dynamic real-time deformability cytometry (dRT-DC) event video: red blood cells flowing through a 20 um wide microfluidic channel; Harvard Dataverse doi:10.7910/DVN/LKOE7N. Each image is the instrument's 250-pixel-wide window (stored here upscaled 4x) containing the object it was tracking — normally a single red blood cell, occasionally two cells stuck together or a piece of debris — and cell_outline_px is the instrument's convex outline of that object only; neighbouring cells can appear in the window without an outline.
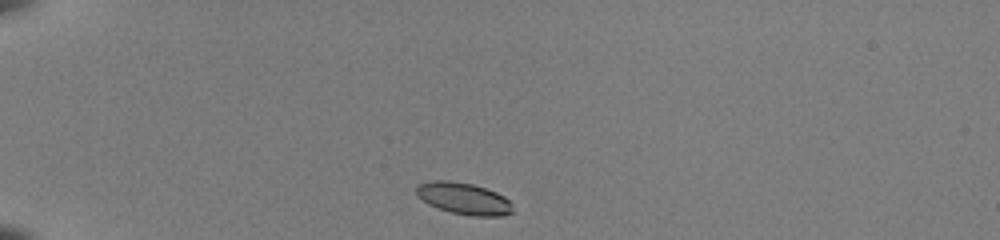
{"species": "common noctule bat (a hibernating species)", "species_latin": "Nyctalus noctula", "temperature_condition": "room temperature", "stored_images_in_passage": 39, "camera_frame_rate_fps": 3000, "um_per_image_px": 0.085, "animal": {"sex": "female", "body_mass_g": 22.0, "forearm_length_mm": 56.7}, "frame": {"image": 1, "passage_image": 1, "time_ms": 0.0, "image_size_px": [1000, 240], "cell_outline_px": [[512, 212], [500, 216], [472, 216], [452, 212], [436, 208], [428, 204], [416, 196], [416, 184], [432, 180], [448, 180], [472, 184], [496, 192], [504, 196], [512, 204]], "centroid_in_image_um": [39.37, 16.87], "position_along_channel_um": 45.6, "area_um2": 17.92}}
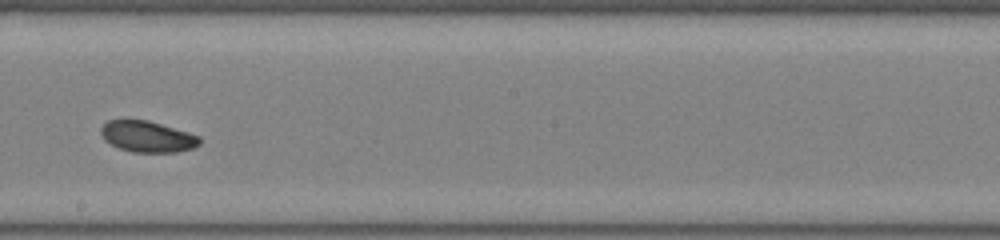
{"frame": {"image": 2, "passage_image": 19, "time_ms": 6.0, "image_size_px": [1000, 240], "cell_outline_px": [[200, 144], [192, 148], [176, 152], [132, 152], [120, 148], [104, 140], [100, 132], [100, 128], [108, 120], [148, 120], [188, 132], [200, 136]], "centroid_in_image_um": [12.53, 11.61], "position_along_channel_um": 235.7, "area_um2": 17.8}}
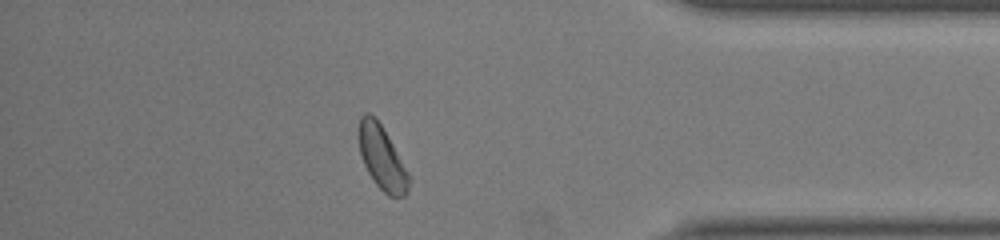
{"frame": {"image": 3, "passage_image": 33, "time_ms": 10.667, "image_size_px": [1000, 240], "cell_outline_px": [[412, 180], [408, 192], [404, 196], [388, 196], [376, 184], [368, 172], [364, 164], [360, 152], [360, 116], [364, 112], [368, 112], [380, 124], [392, 144], [408, 172]], "centroid_in_image_um": [32.5, 13.47], "position_along_channel_um": 402.7, "area_um2": 18.09}, "authors_computed_cell_mechanics": {"area_um2": 18.496, "velocity_mm_per_s": 3.967, "shape_relaxation_time_tau1_ms": 2.872, "shape_relaxation_time_tau2_ms": 4.6989, "deformation_change_tau1": 0.0977, "deformation_change_tau2": 0.0745}}